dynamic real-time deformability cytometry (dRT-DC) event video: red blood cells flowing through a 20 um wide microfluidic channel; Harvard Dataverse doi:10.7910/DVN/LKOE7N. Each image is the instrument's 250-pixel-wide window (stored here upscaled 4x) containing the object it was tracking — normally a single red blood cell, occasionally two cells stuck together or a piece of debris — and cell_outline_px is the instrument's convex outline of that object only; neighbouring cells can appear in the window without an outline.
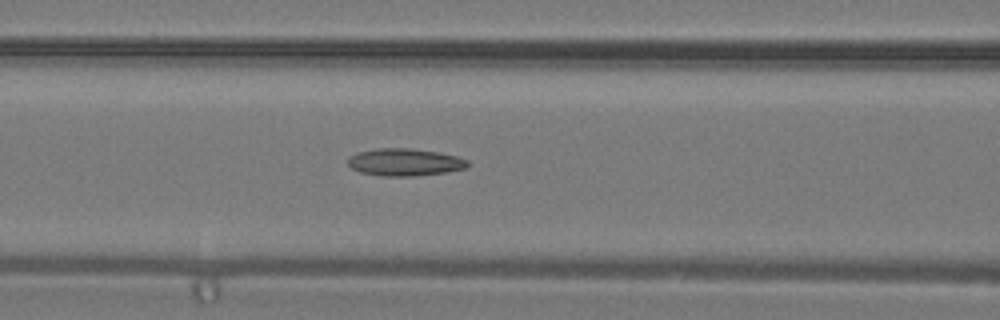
{"species": "common noctule bat (a hibernating species)", "species_latin": "Nyctalus noctula", "temperature_condition": "warm", "stored_images_in_passage": 39, "camera_frame_rate_fps": 3000, "um_per_image_px": 0.085, "animal": {"sex": "male", "body_mass_g": 19.2, "forearm_length_mm": 51.8}, "frame": {"image": 1, "passage_image": 17, "time_ms": 5.333, "image_size_px": [1000, 320], "cell_outline_px": [[468, 164], [464, 168], [444, 172], [416, 176], [384, 176], [360, 172], [352, 168], [348, 164], [348, 156], [356, 152], [376, 148], [408, 148], [440, 152], [456, 156], [468, 160]], "centroid_in_image_um": [34.36, 13.77], "position_along_channel_um": 132.2, "area_um2": 19.07}}
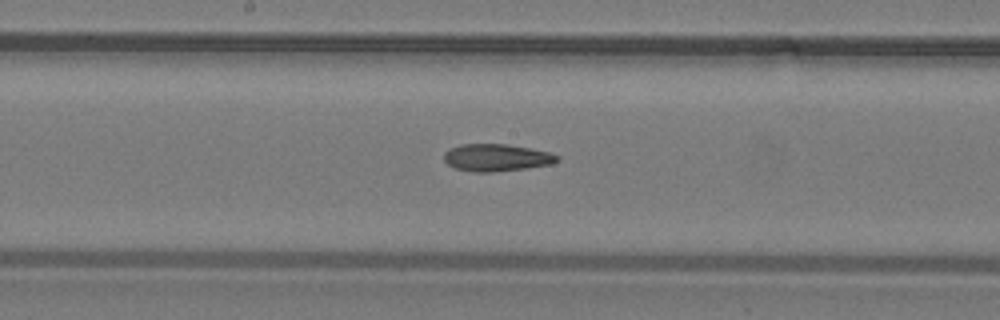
{"frame": {"image": 2, "passage_image": 21, "time_ms": 6.667, "image_size_px": [1000, 320], "cell_outline_px": [[560, 160], [552, 164], [524, 168], [492, 172], [472, 172], [456, 168], [448, 164], [444, 160], [444, 152], [448, 148], [460, 144], [504, 144], [528, 148], [548, 152], [560, 156]], "centroid_in_image_um": [42.17, 13.39], "position_along_channel_um": 206.0, "area_um2": 17.92}}
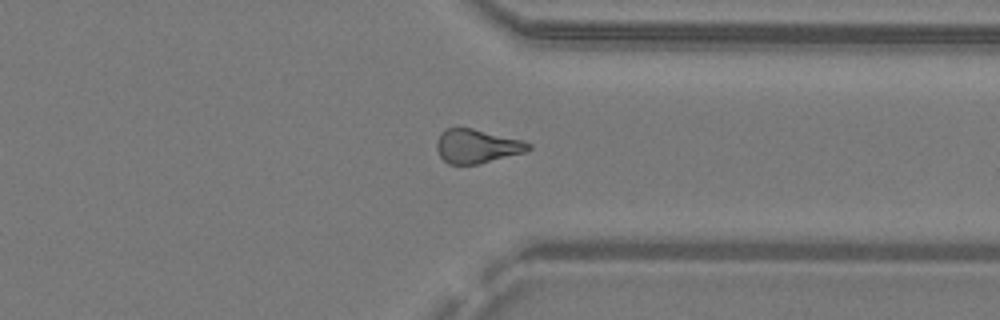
{"frame": {"image": 3, "passage_image": 30, "time_ms": 9.667, "image_size_px": [1000, 320], "cell_outline_px": [[532, 148], [524, 152], [480, 164], [448, 164], [440, 156], [436, 148], [436, 140], [440, 132], [448, 128], [472, 128], [524, 140], [532, 144]], "centroid_in_image_um": [40.54, 12.42], "position_along_channel_um": 370.9, "area_um2": 18.26}}